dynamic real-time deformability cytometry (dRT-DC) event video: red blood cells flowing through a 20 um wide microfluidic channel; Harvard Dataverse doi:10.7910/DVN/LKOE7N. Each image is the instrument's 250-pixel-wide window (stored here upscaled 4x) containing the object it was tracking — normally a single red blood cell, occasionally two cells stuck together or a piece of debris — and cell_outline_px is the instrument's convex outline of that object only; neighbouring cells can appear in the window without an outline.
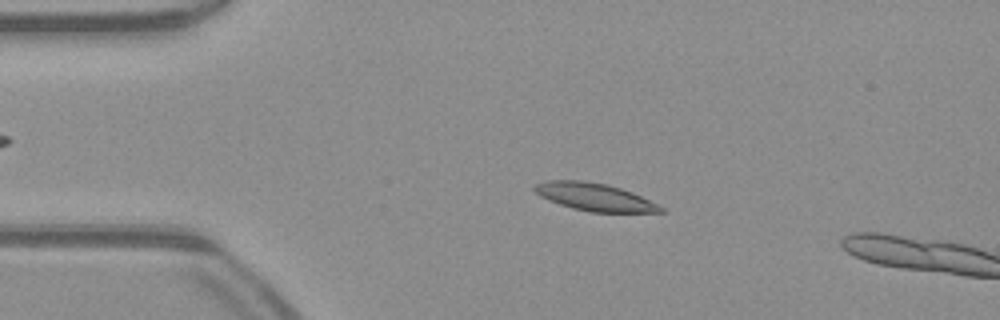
{"species": "common noctule bat (a hibernating species)", "species_latin": "Nyctalus noctula", "temperature_condition": "warm", "stored_images_in_passage": 12, "camera_frame_rate_fps": 3000, "um_per_image_px": 0.085, "animal": {"sex": "male", "body_mass_g": 23.1, "forearm_length_mm": 52.7}, "frame": {"image": 1, "passage_image": 10, "time_ms": 3.0, "image_size_px": [1000, 320], "cell_outline_px": [[664, 212], [588, 212], [572, 208], [548, 200], [540, 196], [532, 188], [536, 184], [548, 180], [584, 180], [608, 184], [632, 192], [664, 208]], "centroid_in_image_um": [50.5, 16.73], "position_along_channel_um": 34.5, "area_um2": 20.23}}